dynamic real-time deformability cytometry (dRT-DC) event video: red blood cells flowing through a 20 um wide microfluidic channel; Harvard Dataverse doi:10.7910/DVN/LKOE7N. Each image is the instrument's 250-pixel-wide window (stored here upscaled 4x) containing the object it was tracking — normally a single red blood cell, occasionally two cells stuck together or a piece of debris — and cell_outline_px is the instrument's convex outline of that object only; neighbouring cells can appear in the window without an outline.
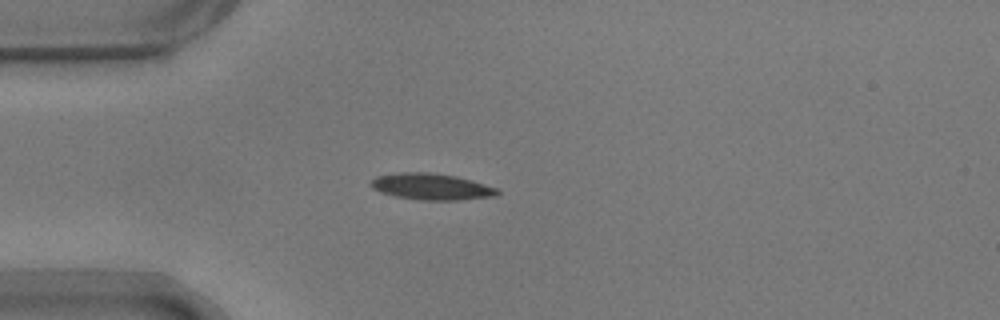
{"species": "common noctule bat (a hibernating species)", "species_latin": "Nyctalus noctula", "temperature_condition": "warm", "stored_images_in_passage": 41, "camera_frame_rate_fps": 3000, "um_per_image_px": 0.085, "animal": {"sex": "male", "body_mass_g": 17.9}, "frame": {"image": 1, "passage_image": 1, "time_ms": 0.0, "image_size_px": [1000, 320], "cell_outline_px": [[500, 192], [496, 196], [456, 200], [420, 200], [396, 196], [380, 192], [372, 188], [368, 184], [376, 176], [400, 172], [428, 172], [456, 176], [472, 180], [496, 188]], "centroid_in_image_um": [36.64, 15.86], "position_along_channel_um": 48.4, "area_um2": 19.42}}
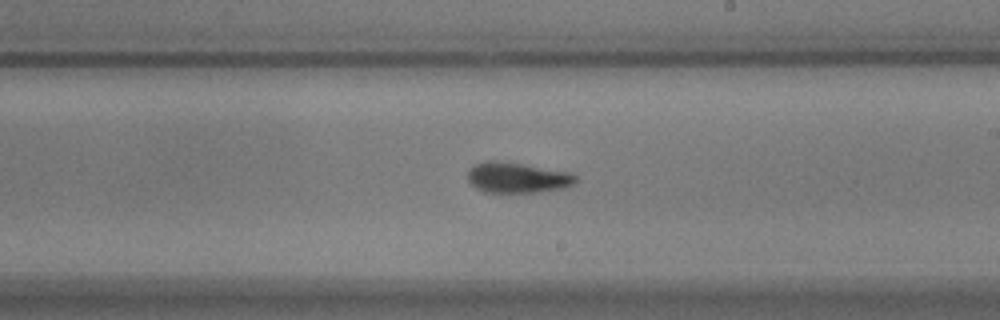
{"frame": {"image": 2, "passage_image": 18, "time_ms": 5.667, "image_size_px": [1000, 320], "cell_outline_px": [[580, 180], [576, 184], [564, 188], [536, 192], [484, 192], [476, 188], [468, 180], [468, 172], [476, 164], [488, 160], [496, 160], [524, 164], [572, 172]], "centroid_in_image_um": [44.04, 15.09], "position_along_channel_um": 245.0, "area_um2": 19.36}}
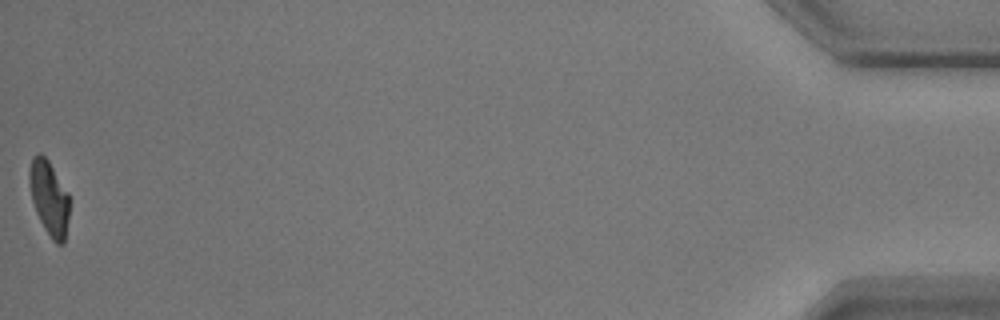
{"frame": {"image": 3, "passage_image": 41, "time_ms": 13.333, "image_size_px": [1000, 320], "cell_outline_px": [[68, 216], [64, 244], [56, 244], [52, 240], [44, 228], [36, 212], [32, 200], [28, 180], [28, 172], [32, 156], [36, 152], [40, 152], [48, 160], [68, 192]], "centroid_in_image_um": [4.15, 16.79], "position_along_channel_um": 431.1, "area_um2": 17.4}, "authors_computed_cell_mechanics": {"area_um2": 18.9006, "velocity_mm_per_s": 3.6939, "shape_relaxation_time_tau1_ms": 4.4672, "shape_relaxation_time_tau2_ms": 1.7403, "deformation_change_tau1": 0.174, "deformation_change_tau2": 0.0732}}